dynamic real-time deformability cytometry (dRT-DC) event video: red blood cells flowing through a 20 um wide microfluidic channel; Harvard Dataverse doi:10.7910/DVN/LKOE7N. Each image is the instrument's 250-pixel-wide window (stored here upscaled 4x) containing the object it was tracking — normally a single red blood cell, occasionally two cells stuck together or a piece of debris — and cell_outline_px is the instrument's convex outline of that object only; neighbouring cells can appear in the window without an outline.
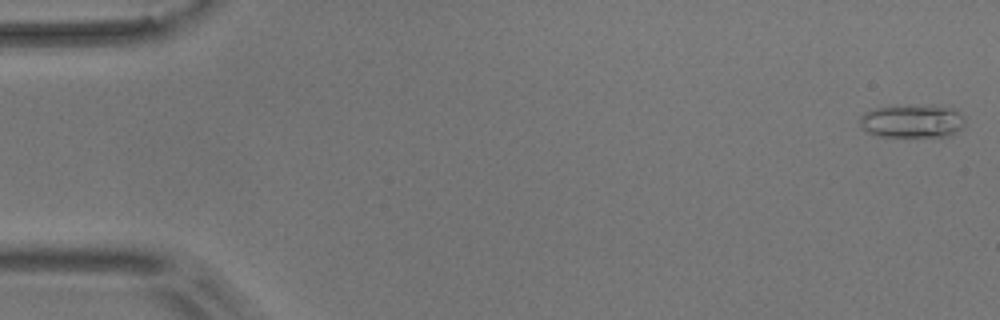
{"species": "common noctule bat (a hibernating species)", "species_latin": "Nyctalus noctula", "temperature_condition": "room temperature", "stored_images_in_passage": 55, "camera_frame_rate_fps": 3000, "um_per_image_px": 0.085, "animal": {"sex": "male", "body_mass_g": 17.9}, "frame": {"image": 1, "passage_image": 1, "time_ms": 0.0, "image_size_px": [1000, 320], "cell_outline_px": [[964, 124], [952, 136], [880, 136], [868, 132], [860, 124], [860, 116], [864, 112], [876, 108], [956, 108], [964, 116]], "centroid_in_image_um": [77.56, 10.35], "position_along_channel_um": 7.4, "area_um2": 19.31}}
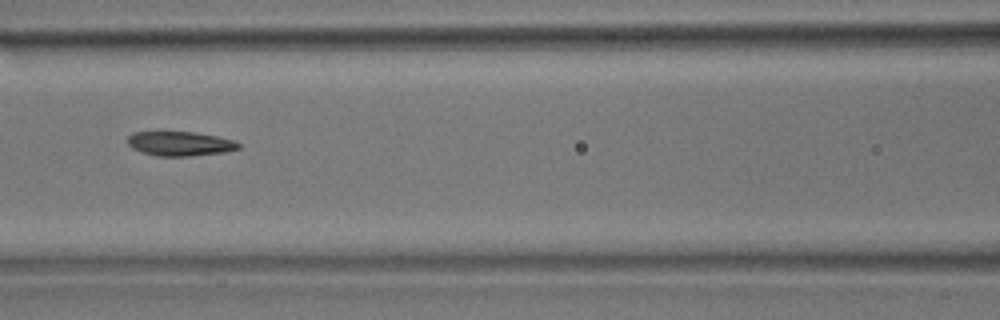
{"frame": {"image": 2, "passage_image": 24, "time_ms": 7.667, "image_size_px": [1000, 320], "cell_outline_px": [[240, 148], [224, 152], [188, 156], [156, 156], [140, 152], [132, 148], [128, 144], [128, 136], [132, 132], [160, 128], [164, 128], [192, 132], [216, 136], [232, 140], [240, 144]], "centroid_in_image_um": [15.17, 12.15], "position_along_channel_um": 151.4, "area_um2": 16.59}}
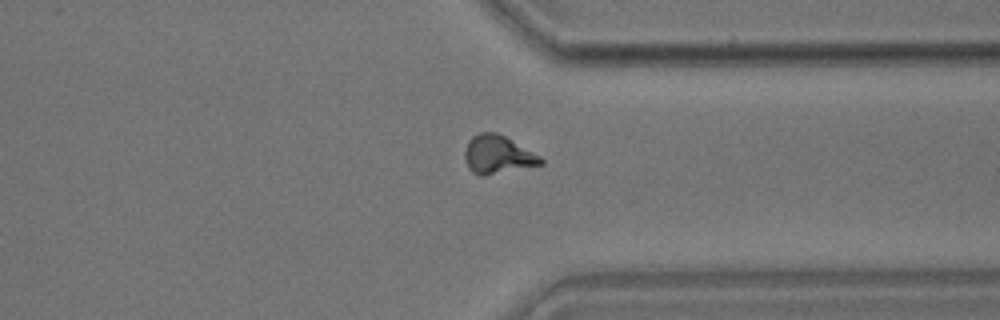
{"frame": {"image": 3, "passage_image": 42, "time_ms": 13.667, "image_size_px": [1000, 320], "cell_outline_px": [[544, 164], [484, 176], [480, 176], [472, 172], [468, 168], [464, 156], [464, 148], [468, 140], [472, 136], [480, 132], [496, 132], [504, 136], [540, 156], [544, 160]], "centroid_in_image_um": [42.27, 13.15], "position_along_channel_um": 369.1, "area_um2": 16.99}}